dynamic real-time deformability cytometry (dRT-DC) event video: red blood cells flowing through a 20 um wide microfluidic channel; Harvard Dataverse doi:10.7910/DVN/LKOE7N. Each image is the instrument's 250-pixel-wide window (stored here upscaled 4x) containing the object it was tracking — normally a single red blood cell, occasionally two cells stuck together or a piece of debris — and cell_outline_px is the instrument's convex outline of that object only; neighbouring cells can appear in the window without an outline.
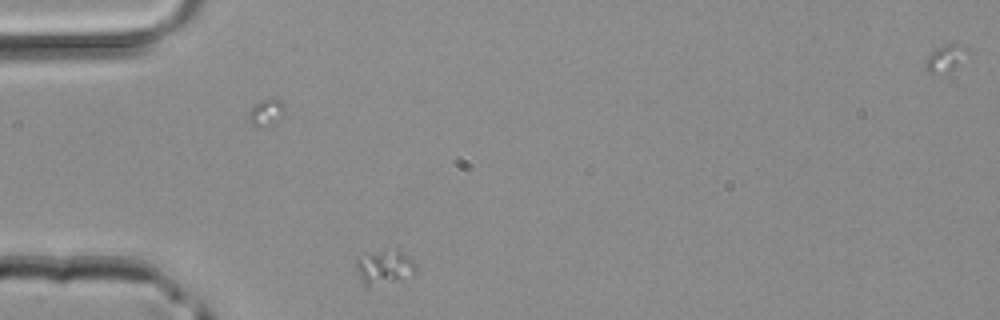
{"species": "common noctule bat (a hibernating species)", "species_latin": "Nyctalus noctula", "temperature_condition": "room temperature", "stored_images_in_passage": 3, "camera_frame_rate_fps": 3000, "um_per_image_px": 0.085, "animal": {"sex": "male", "body_mass_g": 20.4}, "frame": {"image": 1, "passage_image": 2, "time_ms": 0.333, "image_size_px": [1000, 320], "cell_outline_px": [[416, 276], [368, 288], [364, 288], [356, 268], [356, 256], [384, 252], [400, 252], [412, 256], [416, 264]], "centroid_in_image_um": [32.7, 22.79], "position_along_channel_um": 52.3, "area_um2": 12.14}}